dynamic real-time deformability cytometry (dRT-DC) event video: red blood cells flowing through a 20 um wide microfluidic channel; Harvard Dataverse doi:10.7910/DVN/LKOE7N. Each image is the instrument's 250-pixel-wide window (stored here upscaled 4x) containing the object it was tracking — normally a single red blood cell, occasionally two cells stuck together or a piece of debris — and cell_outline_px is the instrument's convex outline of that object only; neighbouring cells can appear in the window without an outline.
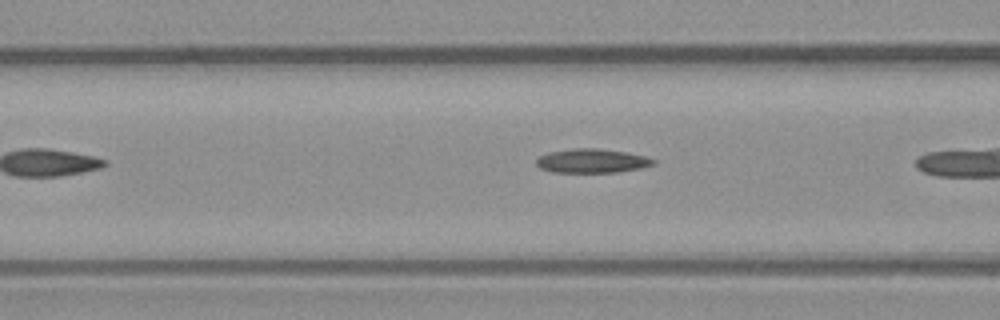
{"species": "common noctule bat (a hibernating species)", "species_latin": "Nyctalus noctula", "temperature_condition": "warm", "stored_images_in_passage": 8, "camera_frame_rate_fps": 3000, "um_per_image_px": 0.085, "animal": {"sex": "male", "body_mass_g": 23.1, "forearm_length_mm": 52.7}, "frame": {"image": 1, "passage_image": 6, "time_ms": 1.667, "image_size_px": [1000, 320], "cell_outline_px": [[656, 164], [640, 168], [616, 172], [552, 172], [540, 168], [536, 164], [536, 160], [540, 156], [548, 152], [572, 148], [600, 148], [648, 156], [656, 160]], "centroid_in_image_um": [50.33, 13.66], "position_along_channel_um": 116.3, "area_um2": 16.47}}